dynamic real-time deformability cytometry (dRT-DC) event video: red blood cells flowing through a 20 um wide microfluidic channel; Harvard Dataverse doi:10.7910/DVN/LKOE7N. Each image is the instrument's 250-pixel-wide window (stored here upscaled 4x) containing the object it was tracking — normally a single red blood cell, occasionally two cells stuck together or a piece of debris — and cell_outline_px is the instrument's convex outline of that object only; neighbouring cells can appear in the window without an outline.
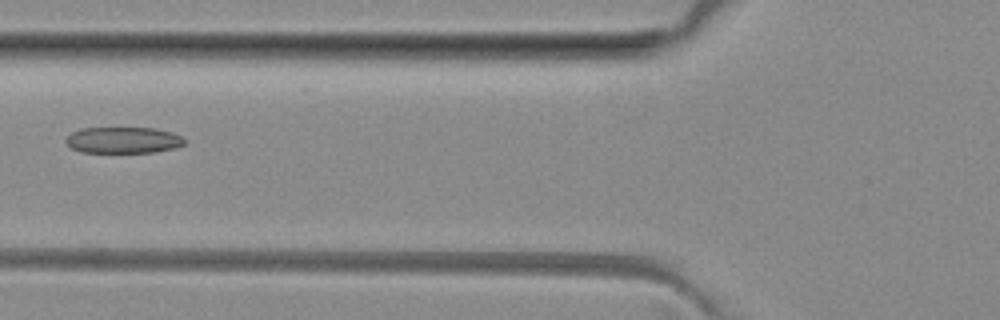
{"species": "common noctule bat (a hibernating species)", "species_latin": "Nyctalus noctula", "temperature_condition": "room temperature", "stored_images_in_passage": 5, "camera_frame_rate_fps": 3000, "um_per_image_px": 0.085, "animal": {"sex": "female", "body_mass_g": 29.2, "forearm_length_mm": 56.3}, "frame": {"image": 1, "passage_image": 4, "time_ms": 3.667, "image_size_px": [1000, 320], "cell_outline_px": [[188, 140], [184, 144], [176, 148], [156, 152], [80, 152], [72, 148], [64, 140], [72, 132], [80, 128], [156, 128], [172, 132]], "centroid_in_image_um": [10.51, 11.91], "position_along_channel_um": 115.3, "area_um2": 18.26}}
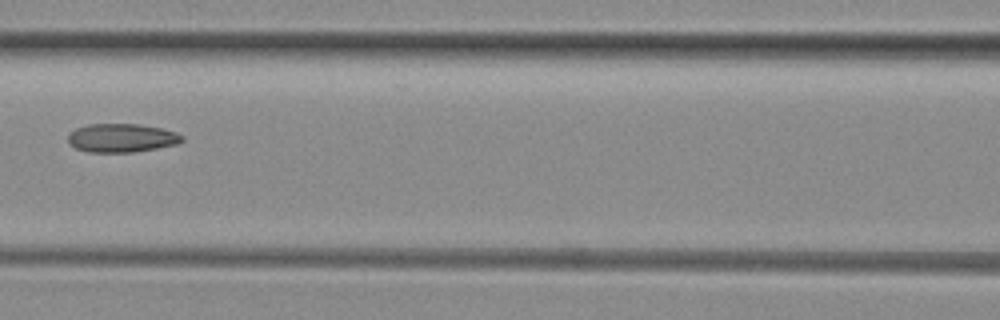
{"frame": {"image": 2, "passage_image": 5, "time_ms": 4.667, "image_size_px": [1000, 320], "cell_outline_px": [[184, 140], [176, 144], [156, 148], [132, 152], [88, 152], [76, 148], [68, 144], [68, 136], [76, 128], [88, 124], [140, 124], [160, 128], [176, 132], [184, 136]], "centroid_in_image_um": [10.34, 11.72], "position_along_channel_um": 156.3, "area_um2": 18.96}}